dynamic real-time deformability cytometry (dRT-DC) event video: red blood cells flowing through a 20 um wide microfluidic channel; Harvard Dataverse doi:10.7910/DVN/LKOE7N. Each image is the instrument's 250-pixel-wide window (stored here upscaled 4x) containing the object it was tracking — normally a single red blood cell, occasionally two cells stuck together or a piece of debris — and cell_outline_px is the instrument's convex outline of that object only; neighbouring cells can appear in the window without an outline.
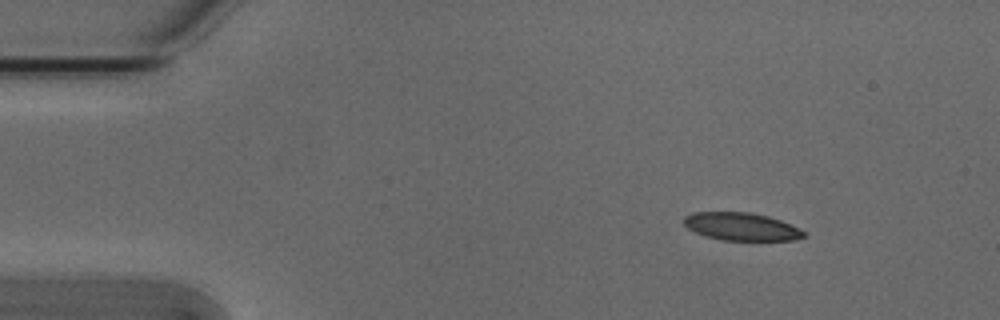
{"species": "Egyptian fruit bat (a non-hibernating species)", "species_latin": "Rousettus aegyptiacus", "temperature_condition": "cold", "stored_images_in_passage": 3, "camera_frame_rate_fps": 3000, "um_per_image_px": 0.085, "animal": {"sex": "male"}, "frame": {"image": 1, "passage_image": 1, "time_ms": 0.0, "image_size_px": [1000, 320], "cell_outline_px": [[808, 236], [796, 240], [720, 240], [704, 236], [688, 228], [684, 224], [684, 216], [692, 212], [748, 212], [768, 216], [780, 220], [800, 228]], "centroid_in_image_um": [63.03, 19.26], "position_along_channel_um": 22.0, "area_um2": 19.54}}